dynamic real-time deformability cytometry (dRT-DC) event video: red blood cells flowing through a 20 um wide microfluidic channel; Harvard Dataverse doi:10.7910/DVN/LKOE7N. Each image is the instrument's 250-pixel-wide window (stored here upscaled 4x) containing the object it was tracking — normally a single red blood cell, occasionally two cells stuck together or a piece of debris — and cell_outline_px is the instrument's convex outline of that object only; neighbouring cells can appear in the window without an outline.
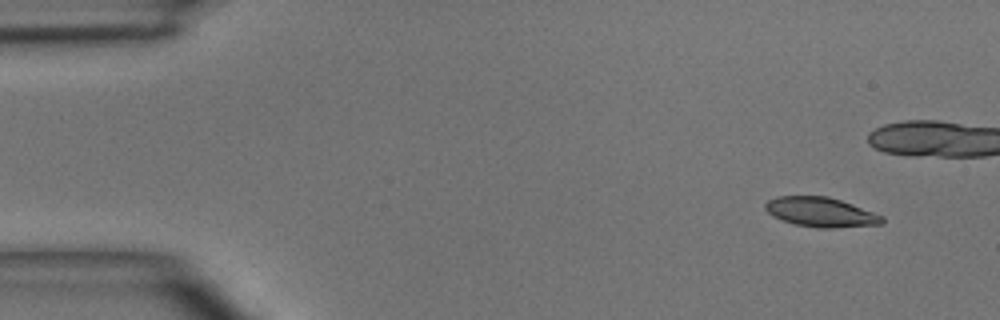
{"species": "common noctule bat (a hibernating species)", "species_latin": "Nyctalus noctula", "temperature_condition": "room temperature", "stored_images_in_passage": 8, "camera_frame_rate_fps": 3000, "um_per_image_px": 0.085, "animal": {"sex": "male", "body_mass_g": 15.6}, "frame": {"image": 1, "passage_image": 1, "time_ms": 0.0, "image_size_px": [1000, 320], "cell_outline_px": [[884, 224], [832, 228], [816, 228], [796, 224], [772, 216], [764, 208], [764, 204], [768, 200], [776, 196], [828, 196], [852, 204], [884, 216]], "centroid_in_image_um": [69.77, 18.03], "position_along_channel_um": 15.2, "area_um2": 20.17}}
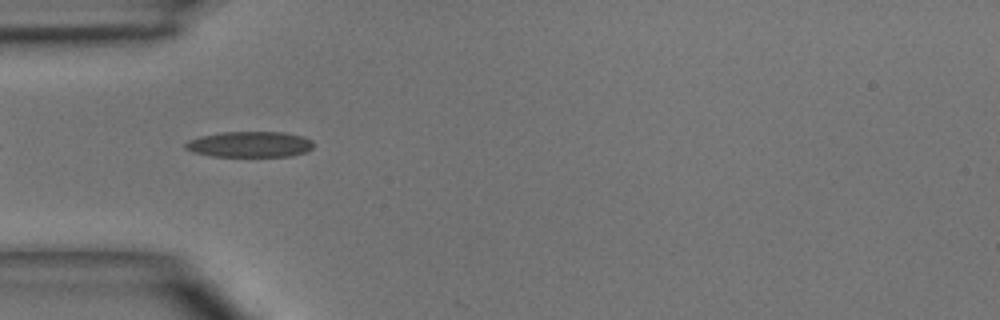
{"frame": {"image": 2, "passage_image": 5, "time_ms": 5.333, "image_size_px": [1000, 320], "cell_outline_px": [[312, 148], [308, 152], [292, 156], [212, 156], [192, 152], [184, 148], [184, 144], [188, 140], [200, 136], [220, 132], [284, 132], [304, 136], [312, 140]], "centroid_in_image_um": [21.23, 12.26], "position_along_channel_um": 63.8, "area_um2": 19.42}}
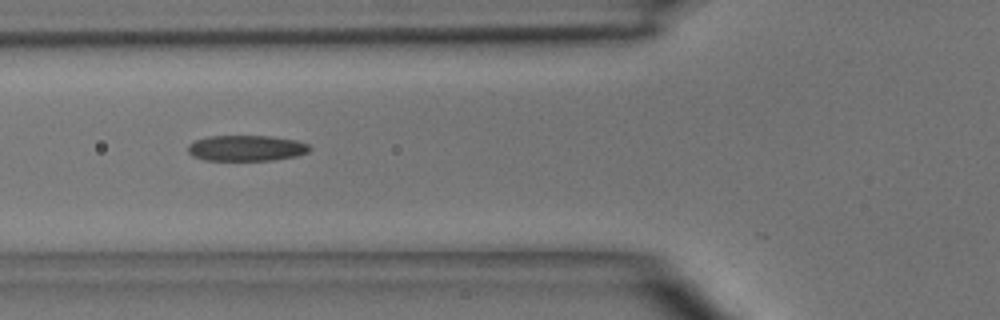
{"frame": {"image": 3, "passage_image": 6, "time_ms": 6.333, "image_size_px": [1000, 320], "cell_outline_px": [[312, 148], [308, 152], [296, 156], [276, 160], [204, 160], [192, 156], [188, 152], [188, 144], [196, 140], [208, 136], [268, 136], [296, 140], [308, 144]], "centroid_in_image_um": [20.94, 12.59], "position_along_channel_um": 104.9, "area_um2": 18.32}}